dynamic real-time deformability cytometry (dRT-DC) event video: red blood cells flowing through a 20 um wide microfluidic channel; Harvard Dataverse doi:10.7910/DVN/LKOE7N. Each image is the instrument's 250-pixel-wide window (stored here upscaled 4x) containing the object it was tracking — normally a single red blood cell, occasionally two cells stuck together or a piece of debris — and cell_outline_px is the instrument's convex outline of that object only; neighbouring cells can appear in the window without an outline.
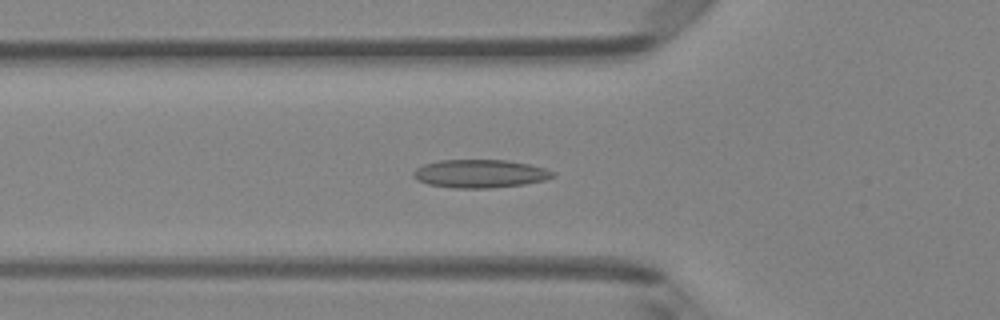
{"species": "Egyptian fruit bat (a non-hibernating species)", "species_latin": "Rousettus aegyptiacus", "temperature_condition": "room temperature", "stored_images_in_passage": 48, "camera_frame_rate_fps": 3000, "um_per_image_px": 0.085, "animal": {"sex": "female"}, "frame": {"image": 1, "passage_image": 16, "time_ms": 5.0, "image_size_px": [1000, 320], "cell_outline_px": [[556, 176], [544, 180], [524, 184], [492, 188], [456, 188], [428, 184], [416, 180], [412, 176], [412, 172], [416, 168], [424, 164], [440, 160], [508, 160], [528, 164], [544, 168], [556, 172]], "centroid_in_image_um": [40.79, 14.76], "position_along_channel_um": 85.0, "area_um2": 23.0}}
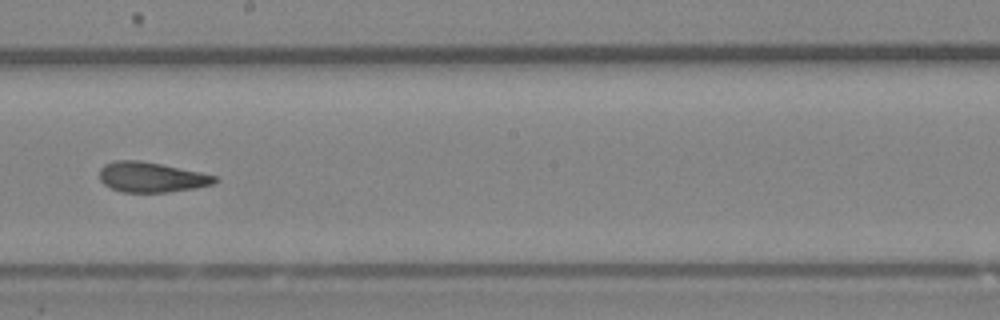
{"frame": {"image": 2, "passage_image": 27, "time_ms": 8.667, "image_size_px": [1000, 320], "cell_outline_px": [[220, 180], [212, 184], [196, 188], [168, 192], [120, 192], [104, 184], [100, 180], [100, 168], [104, 164], [116, 160], [140, 160], [200, 172], [216, 176]], "centroid_in_image_um": [12.86, 15.06], "position_along_channel_um": 235.3, "area_um2": 20.23}}
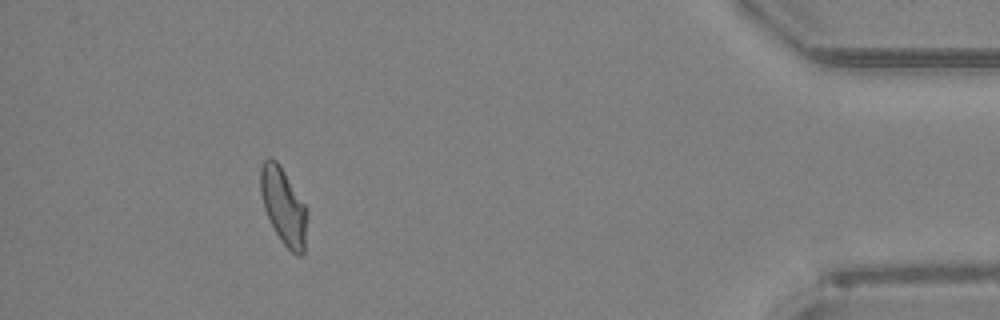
{"frame": {"image": 3, "passage_image": 44, "time_ms": 14.333, "image_size_px": [1000, 320], "cell_outline_px": [[308, 216], [304, 252], [300, 256], [296, 256], [280, 240], [264, 208], [260, 192], [260, 168], [264, 160], [268, 156], [276, 160], [280, 164], [308, 208]], "centroid_in_image_um": [24.12, 17.51], "position_along_channel_um": 411.1, "area_um2": 21.1}, "authors_computed_cell_mechanics": {"area_um2": 21.0681, "velocity_mm_per_s": 4.0938, "shape_relaxation_time_tau1_ms": 6.6042, "shape_relaxation_time_tau2_ms": 1.564, "deformation_change_tau1": 0.1572, "deformation_change_tau2": 0.0856}}